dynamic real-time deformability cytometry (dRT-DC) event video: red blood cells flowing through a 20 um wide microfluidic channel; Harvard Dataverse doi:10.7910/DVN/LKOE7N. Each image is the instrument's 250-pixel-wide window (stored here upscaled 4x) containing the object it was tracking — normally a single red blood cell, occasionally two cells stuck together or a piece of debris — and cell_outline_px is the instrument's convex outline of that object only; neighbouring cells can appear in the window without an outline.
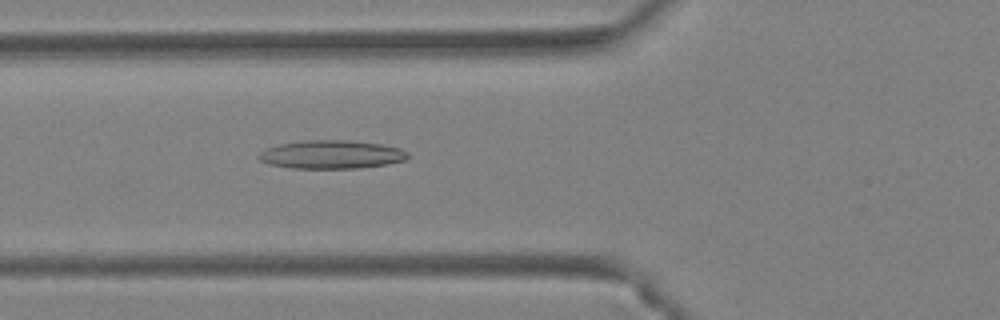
{"species": "Egyptian fruit bat (a non-hibernating species)", "species_latin": "Rousettus aegyptiacus", "temperature_condition": "warm", "stored_images_in_passage": 47, "camera_frame_rate_fps": 3000, "um_per_image_px": 0.085, "animal": {"sex": "female"}, "frame": {"image": 1, "passage_image": 18, "time_ms": 5.667, "image_size_px": [1000, 320], "cell_outline_px": [[408, 156], [404, 160], [388, 164], [360, 168], [292, 168], [268, 164], [260, 160], [256, 156], [260, 152], [268, 148], [280, 144], [304, 140], [344, 140], [380, 144], [400, 148], [408, 152]], "centroid_in_image_um": [28.16, 13.14], "position_along_channel_um": 97.6, "area_um2": 24.57}}
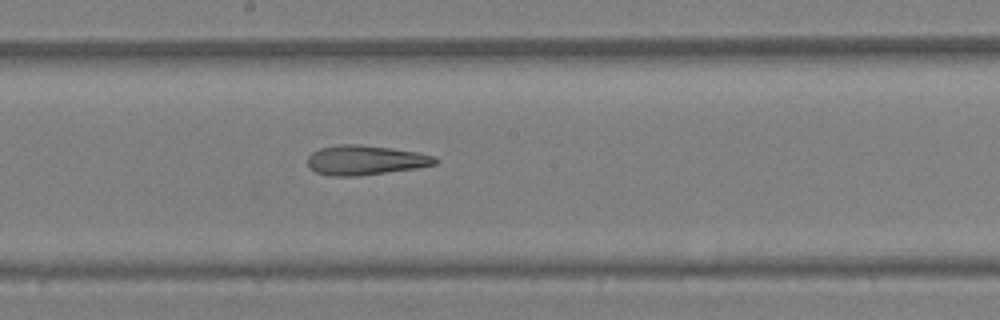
{"frame": {"image": 2, "passage_image": 26, "time_ms": 8.333, "image_size_px": [1000, 320], "cell_outline_px": [[440, 160], [436, 164], [416, 168], [360, 176], [332, 176], [316, 172], [308, 164], [308, 156], [312, 152], [320, 148], [340, 144], [356, 144], [392, 148], [416, 152], [436, 156]], "centroid_in_image_um": [31.08, 13.61], "position_along_channel_um": 217.1, "area_um2": 22.02}}
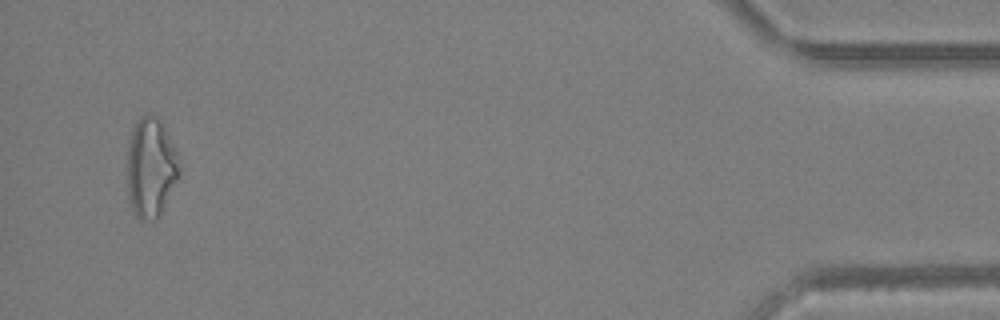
{"frame": {"image": 3, "passage_image": 45, "time_ms": 14.667, "image_size_px": [1000, 320], "cell_outline_px": [[180, 176], [160, 216], [156, 220], [140, 220], [132, 212], [128, 200], [128, 148], [132, 128], [140, 116], [148, 112], [156, 116], [164, 124], [180, 156]], "centroid_in_image_um": [12.85, 14.24], "position_along_channel_um": 422.3, "area_um2": 31.15}, "authors_computed_cell_mechanics": {"area_um2": 25.0852, "velocity_mm_per_s": 4.4773, "shape_relaxation_time_tau1_ms": null, "shape_relaxation_time_tau2_ms": 2.6151, "deformation_change_tau1": null, "deformation_change_tau2": 0.1527}}